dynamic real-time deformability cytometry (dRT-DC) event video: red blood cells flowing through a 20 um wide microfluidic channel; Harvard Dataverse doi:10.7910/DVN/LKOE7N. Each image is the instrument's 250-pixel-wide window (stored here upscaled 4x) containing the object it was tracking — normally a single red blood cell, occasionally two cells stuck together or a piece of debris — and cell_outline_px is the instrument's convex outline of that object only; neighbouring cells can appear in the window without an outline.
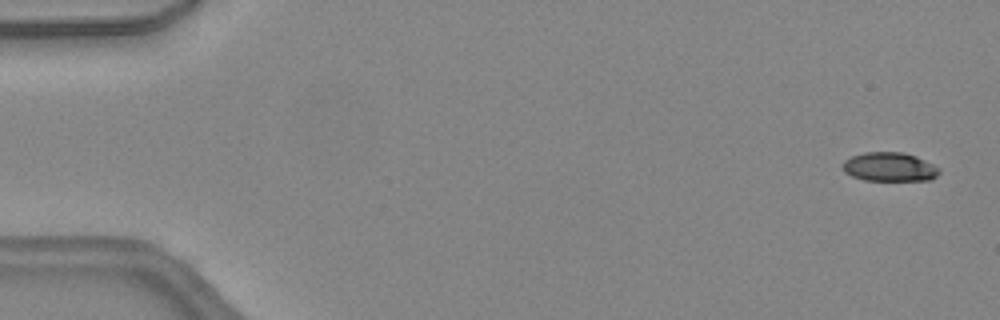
{"species": "common noctule bat (a hibernating species)", "species_latin": "Nyctalus noctula", "temperature_condition": "warm", "stored_images_in_passage": 7, "camera_frame_rate_fps": 3000, "um_per_image_px": 0.085, "animal": {"sex": "female", "body_mass_g": 24.6, "forearm_length_mm": 56.2}, "frame": {"image": 1, "passage_image": 2, "time_ms": 0.333, "image_size_px": [1000, 320], "cell_outline_px": [[940, 172], [936, 176], [928, 180], [864, 180], [852, 176], [844, 172], [844, 160], [852, 156], [864, 152], [904, 152], [916, 156], [940, 168]], "centroid_in_image_um": [75.61, 14.18], "position_along_channel_um": 9.4, "area_um2": 16.18}}